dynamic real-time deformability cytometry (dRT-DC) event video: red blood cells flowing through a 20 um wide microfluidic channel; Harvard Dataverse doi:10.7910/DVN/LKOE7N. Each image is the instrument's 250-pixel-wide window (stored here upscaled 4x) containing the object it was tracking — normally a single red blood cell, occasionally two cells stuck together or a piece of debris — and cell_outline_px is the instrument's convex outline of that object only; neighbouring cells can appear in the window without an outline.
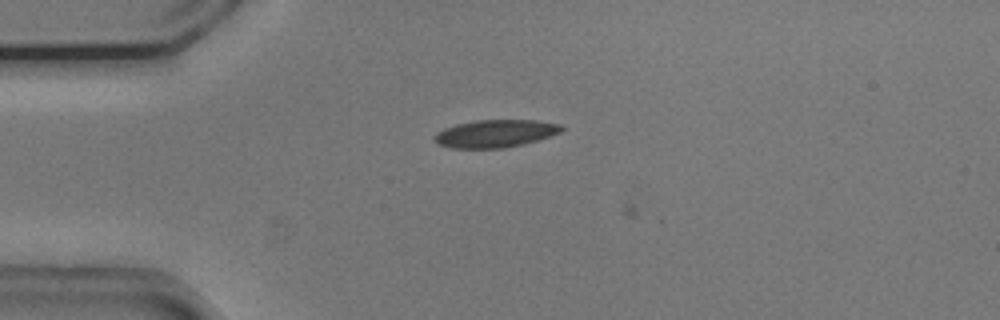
{"species": "common noctule bat (a hibernating species)", "species_latin": "Nyctalus noctula", "temperature_condition": "cold", "stored_images_in_passage": 3, "camera_frame_rate_fps": 3000, "um_per_image_px": 0.085, "animal": {"sex": "male", "body_mass_g": 20.5, "forearm_length_mm": 52.5}, "frame": {"image": 1, "passage_image": 2, "time_ms": 0.333, "image_size_px": [1000, 320], "cell_outline_px": [[564, 128], [560, 132], [524, 144], [504, 148], [452, 148], [440, 144], [432, 140], [432, 136], [436, 132], [444, 128], [456, 124], [476, 120], [536, 120], [560, 124]], "centroid_in_image_um": [42.05, 11.35], "position_along_channel_um": 42.9, "area_um2": 20.46}}